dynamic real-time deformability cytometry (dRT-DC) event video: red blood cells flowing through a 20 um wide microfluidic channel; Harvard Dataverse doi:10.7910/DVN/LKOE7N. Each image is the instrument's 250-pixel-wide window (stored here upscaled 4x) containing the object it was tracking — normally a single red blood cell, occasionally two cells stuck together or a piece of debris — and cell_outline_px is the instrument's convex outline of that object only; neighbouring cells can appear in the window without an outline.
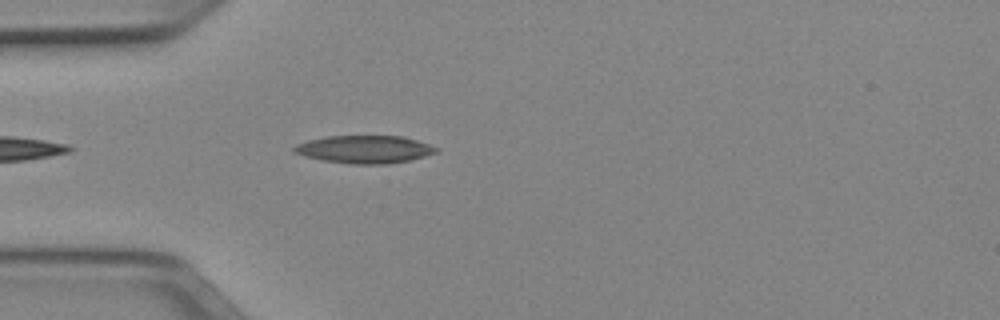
{"species": "Egyptian fruit bat (a non-hibernating species)", "species_latin": "Rousettus aegyptiacus", "temperature_condition": "cold", "stored_images_in_passage": 21, "camera_frame_rate_fps": 3000, "um_per_image_px": 0.085, "animal": {"sex": "female"}, "frame": {"image": 1, "passage_image": 4, "time_ms": 1.0, "image_size_px": [1000, 320], "cell_outline_px": [[440, 148], [436, 152], [424, 156], [408, 160], [388, 164], [352, 164], [324, 160], [304, 156], [292, 152], [292, 148], [296, 144], [308, 140], [324, 136], [404, 136]], "centroid_in_image_um": [30.95, 12.69], "position_along_channel_um": 54.0, "area_um2": 22.95}}
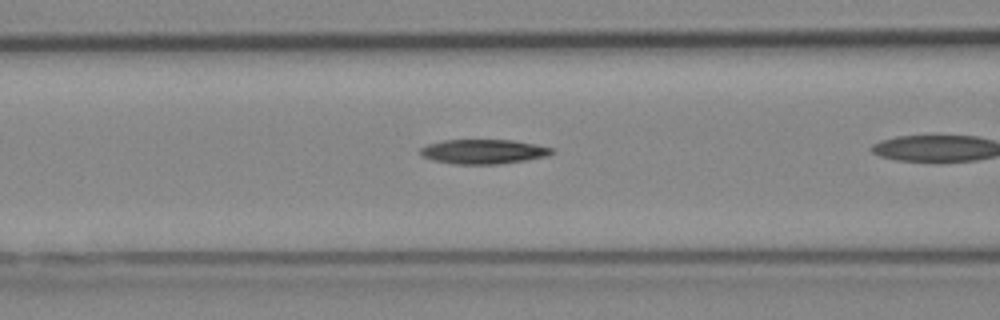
{"frame": {"image": 2, "passage_image": 7, "time_ms": 2.0, "image_size_px": [1000, 320], "cell_outline_px": [[556, 152], [548, 156], [500, 164], [452, 164], [432, 160], [424, 156], [420, 152], [420, 148], [428, 144], [444, 140], [512, 140], [536, 144], [556, 148]], "centroid_in_image_um": [41.15, 12.88], "position_along_channel_um": 125.5, "area_um2": 18.9}}
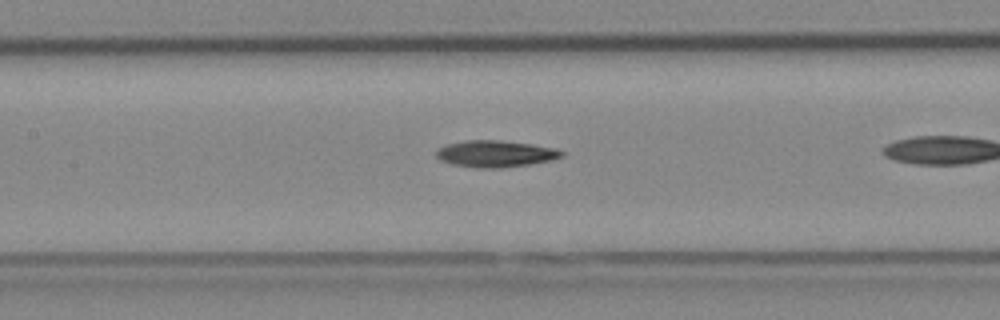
{"frame": {"image": 3, "passage_image": 10, "time_ms": 3.0, "image_size_px": [1000, 320], "cell_outline_px": [[564, 156], [552, 160], [528, 164], [500, 168], [476, 168], [452, 164], [440, 160], [436, 156], [436, 152], [440, 148], [448, 144], [464, 140], [500, 140], [532, 144], [556, 148], [564, 152]], "centroid_in_image_um": [42.13, 13.07], "position_along_channel_um": 165.3, "area_um2": 19.48}}